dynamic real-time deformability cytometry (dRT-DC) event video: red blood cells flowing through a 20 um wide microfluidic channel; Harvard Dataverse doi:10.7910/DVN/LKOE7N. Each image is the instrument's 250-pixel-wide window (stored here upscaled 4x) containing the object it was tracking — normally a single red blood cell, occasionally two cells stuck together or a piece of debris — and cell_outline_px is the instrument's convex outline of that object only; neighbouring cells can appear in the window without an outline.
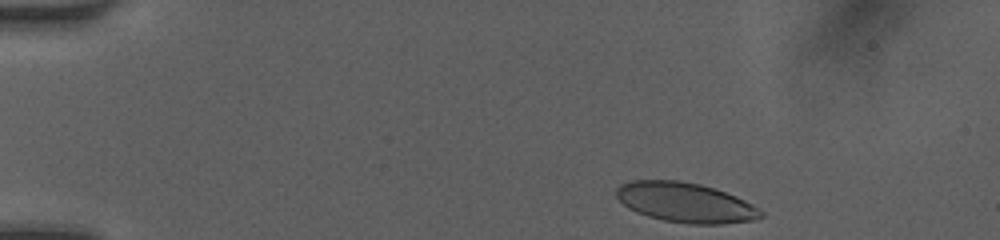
{"species": "human", "species_latin": "Homo sapiens", "temperature_condition": "room temperature", "stored_images_in_passage": 39, "camera_frame_rate_fps": 3000, "um_per_image_px": 0.085, "donor": {"sex": "female"}, "frame": {"image": 1, "passage_image": 1, "time_ms": 0.0, "image_size_px": [1000, 240], "cell_outline_px": [[764, 216], [756, 220], [720, 224], [688, 224], [664, 220], [648, 216], [636, 212], [628, 208], [616, 196], [616, 188], [620, 184], [628, 180], [680, 180], [700, 184], [736, 196], [752, 204], [764, 212]], "centroid_in_image_um": [58.25, 17.21], "position_along_channel_um": 26.7, "area_um2": 33.64}}
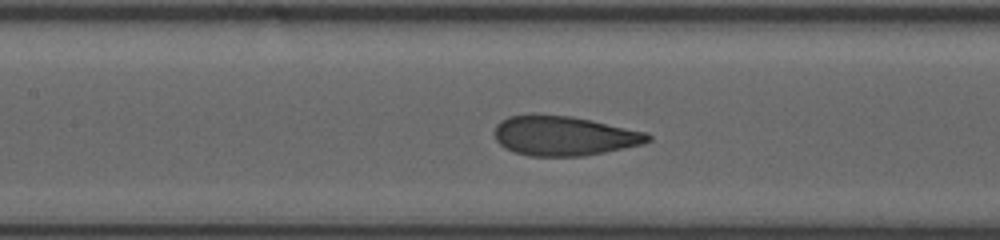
{"frame": {"image": 2, "passage_image": 17, "time_ms": 5.333, "image_size_px": [1000, 240], "cell_outline_px": [[652, 140], [644, 144], [584, 156], [528, 156], [516, 152], [500, 144], [496, 140], [496, 124], [500, 120], [508, 116], [532, 112], [536, 112], [572, 116], [592, 120], [648, 132], [652, 136]], "centroid_in_image_um": [47.96, 11.51], "position_along_channel_um": 159.4, "area_um2": 36.01}}
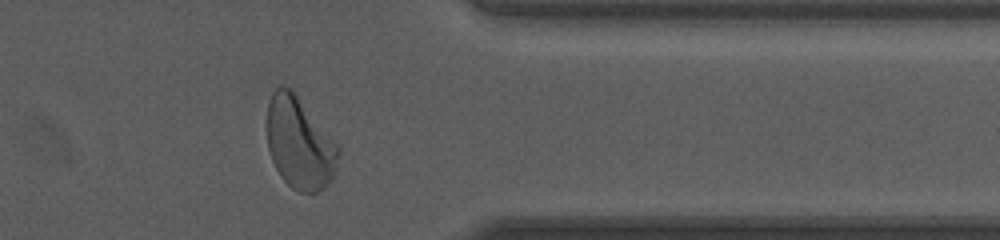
{"frame": {"image": 3, "passage_image": 34, "time_ms": 11.0, "image_size_px": [1000, 240], "cell_outline_px": [[340, 152], [332, 180], [324, 188], [316, 192], [300, 192], [292, 188], [280, 176], [272, 160], [268, 148], [268, 100], [272, 92], [280, 84], [288, 88], [296, 96], [340, 148]], "centroid_in_image_um": [25.45, 12.21], "position_along_channel_um": 386.0, "area_um2": 37.4}, "authors_computed_cell_mechanics": {"area_um2": 35.6626, "velocity_mm_per_s": 4.1576, "shape_relaxation_time_tau1_ms": 3.651, "shape_relaxation_time_tau2_ms": null, "deformation_change_tau1": 0.1612, "deformation_change_tau2": null}}